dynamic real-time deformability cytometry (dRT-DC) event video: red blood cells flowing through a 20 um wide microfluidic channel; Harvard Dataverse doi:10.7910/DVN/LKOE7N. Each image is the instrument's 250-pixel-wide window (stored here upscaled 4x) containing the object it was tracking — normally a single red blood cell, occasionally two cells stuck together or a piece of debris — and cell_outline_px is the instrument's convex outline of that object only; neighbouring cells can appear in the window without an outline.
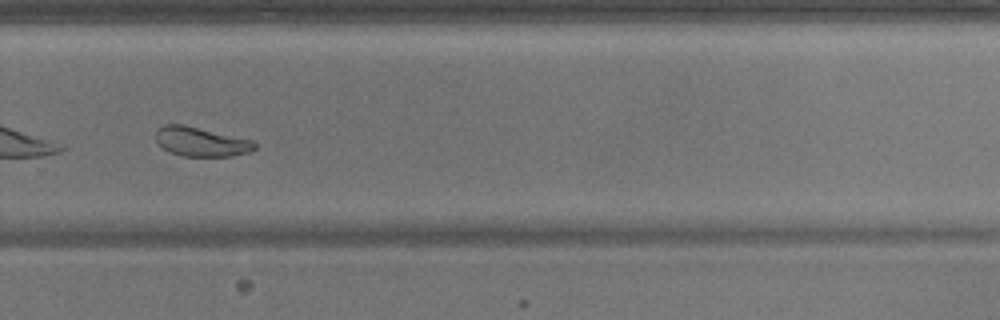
{"species": "common noctule bat (a hibernating species)", "species_latin": "Nyctalus noctula", "temperature_condition": "warm", "stored_images_in_passage": 38, "camera_frame_rate_fps": 3000, "um_per_image_px": 0.085, "animal": {"sex": "male", "body_mass_g": 17.9}, "frame": {"image": 1, "passage_image": 33, "time_ms": 10.667, "image_size_px": [1000, 320], "cell_outline_px": [[256, 148], [248, 152], [232, 156], [180, 156], [168, 152], [156, 140], [156, 128], [164, 124], [184, 124], [252, 140], [256, 144]], "centroid_in_image_um": [17.05, 12.04], "position_along_channel_um": 312.7, "area_um2": 16.94}, "authors_computed_cell_mechanics": {"area_um2": 18.496, "velocity_mm_per_s": 3.8083, "shape_relaxation_time_tau1_ms": 6.0348, "shape_relaxation_time_tau2_ms": 2.7728, "deformation_change_tau1": 0.1289, "deformation_change_tau2": 0.0912}}